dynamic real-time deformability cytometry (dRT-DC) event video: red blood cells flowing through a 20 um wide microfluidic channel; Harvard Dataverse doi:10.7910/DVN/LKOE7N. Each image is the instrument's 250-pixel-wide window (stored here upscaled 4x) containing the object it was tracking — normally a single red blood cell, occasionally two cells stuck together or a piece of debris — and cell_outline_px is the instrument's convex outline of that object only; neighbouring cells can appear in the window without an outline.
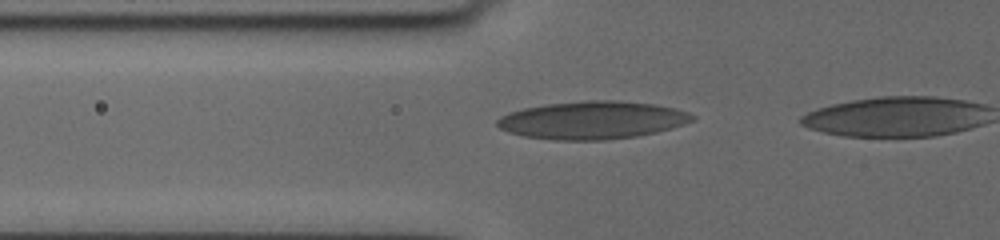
{"species": "human", "species_latin": "Homo sapiens", "temperature_condition": "cold", "stored_images_in_passage": 32, "segment_of_instrument_passage": [1, 2], "camera_frame_rate_fps": 3000, "um_per_image_px": 0.085, "donor": {"sex": "female"}, "frame": {"image": 1, "passage_image": 2, "time_ms": 0.333, "image_size_px": [1000, 240], "cell_outline_px": [[696, 120], [672, 128], [656, 132], [636, 136], [604, 140], [552, 140], [524, 136], [508, 132], [500, 128], [496, 124], [496, 120], [500, 116], [524, 108], [548, 104], [588, 100], [616, 100], [656, 104], [688, 112], [696, 116]], "centroid_in_image_um": [50.37, 10.21], "position_along_channel_um": 75.4, "area_um2": 43.0}}
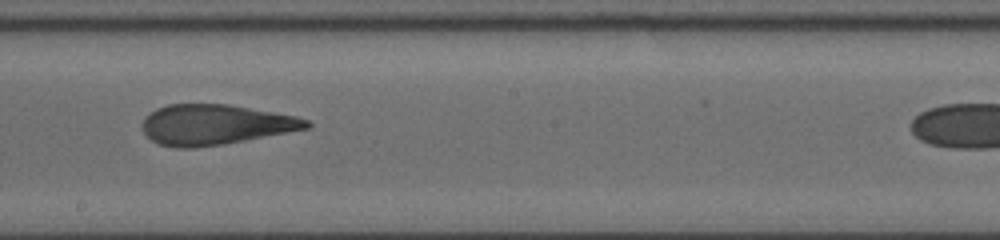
{"frame": {"image": 2, "passage_image": 15, "time_ms": 4.667, "image_size_px": [1000, 240], "cell_outline_px": [[312, 124], [308, 128], [224, 144], [192, 148], [176, 148], [160, 144], [152, 140], [144, 132], [144, 116], [148, 112], [156, 108], [168, 104], [228, 104], [296, 116], [308, 120]], "centroid_in_image_um": [18.27, 10.59], "position_along_channel_um": 229.9, "area_um2": 38.26}}
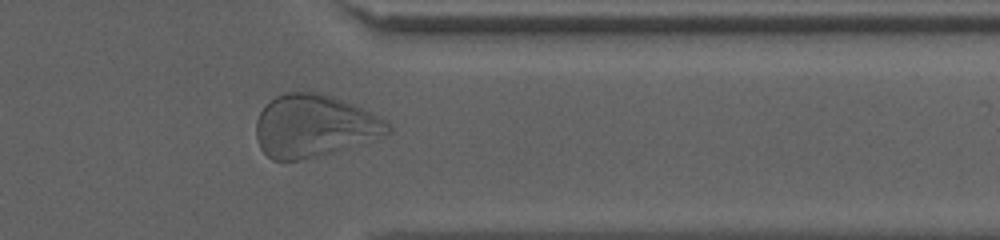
{"frame": {"image": 3, "passage_image": 28, "time_ms": 9.0, "image_size_px": [1000, 240], "cell_outline_px": [[392, 132], [332, 152], [300, 160], [272, 160], [260, 148], [256, 136], [256, 120], [260, 112], [276, 96], [288, 92], [316, 92], [332, 96], [352, 104], [388, 120], [392, 128]], "centroid_in_image_um": [26.69, 10.7], "position_along_channel_um": 384.7, "area_um2": 47.28}}